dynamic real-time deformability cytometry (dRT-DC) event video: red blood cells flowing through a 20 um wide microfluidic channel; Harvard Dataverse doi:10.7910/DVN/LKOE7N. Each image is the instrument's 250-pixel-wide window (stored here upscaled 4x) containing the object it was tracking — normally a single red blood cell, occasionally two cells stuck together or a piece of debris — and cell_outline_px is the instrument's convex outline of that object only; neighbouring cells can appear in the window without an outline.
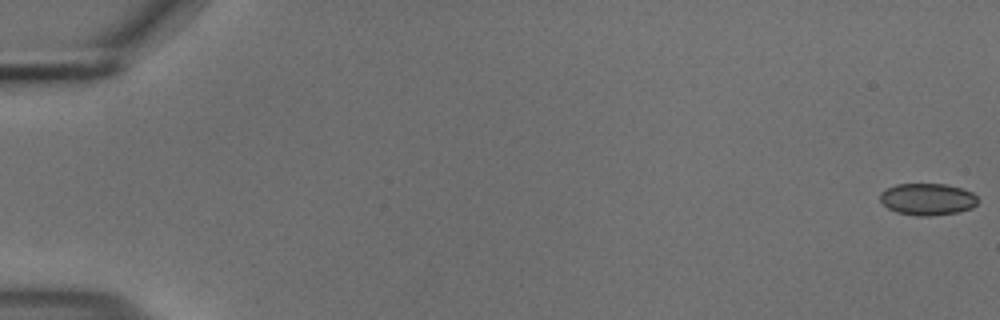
{"species": "common noctule bat (a hibernating species)", "species_latin": "Nyctalus noctula", "temperature_condition": "cold", "stored_images_in_passage": 19, "camera_frame_rate_fps": 3000, "um_per_image_px": 0.085, "animal": {"sex": "male", "body_mass_g": 18.8}, "frame": {"image": 1, "passage_image": 1, "time_ms": 0.0, "image_size_px": [1000, 320], "cell_outline_px": [[976, 204], [972, 208], [960, 212], [932, 216], [916, 216], [896, 212], [888, 208], [880, 200], [880, 192], [896, 184], [944, 184], [960, 188], [972, 192], [976, 196]], "centroid_in_image_um": [78.83, 16.94], "position_along_channel_um": 6.2, "area_um2": 18.15}}
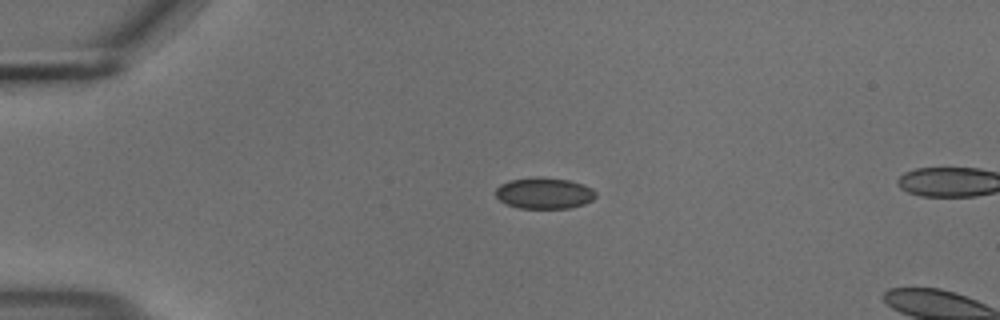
{"frame": {"image": 2, "passage_image": 14, "time_ms": 4.333, "image_size_px": [1000, 320], "cell_outline_px": [[596, 196], [592, 200], [584, 204], [568, 208], [520, 208], [508, 204], [500, 200], [496, 196], [496, 188], [500, 184], [508, 180], [536, 176], [540, 176], [568, 180], [584, 184], [592, 188], [596, 192]], "centroid_in_image_um": [46.26, 16.4], "position_along_channel_um": 38.7, "area_um2": 18.32}}